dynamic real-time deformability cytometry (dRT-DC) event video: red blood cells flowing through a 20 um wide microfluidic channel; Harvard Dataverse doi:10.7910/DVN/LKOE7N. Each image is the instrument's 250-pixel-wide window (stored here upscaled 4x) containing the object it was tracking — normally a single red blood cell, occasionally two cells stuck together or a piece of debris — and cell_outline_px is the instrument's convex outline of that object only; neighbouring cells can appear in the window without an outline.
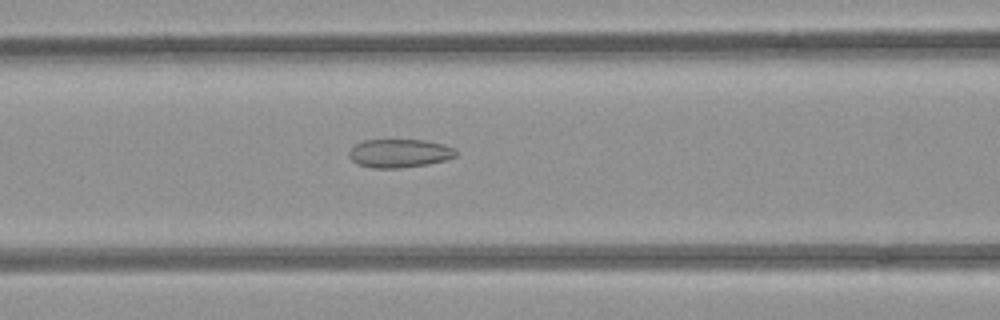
{"species": "common noctule bat (a hibernating species)", "species_latin": "Nyctalus noctula", "temperature_condition": "room temperature", "stored_images_in_passage": 53, "camera_frame_rate_fps": 3000, "um_per_image_px": 0.085, "animal": {"sex": "female", "body_mass_g": 21.9}, "frame": {"image": 1, "passage_image": 22, "time_ms": 7.0, "image_size_px": [1000, 320], "cell_outline_px": [[456, 156], [444, 160], [428, 164], [400, 168], [372, 168], [356, 164], [348, 156], [348, 152], [356, 144], [364, 140], [424, 140], [444, 144], [456, 148]], "centroid_in_image_um": [33.94, 13.03], "position_along_channel_um": 132.7, "area_um2": 17.8}}
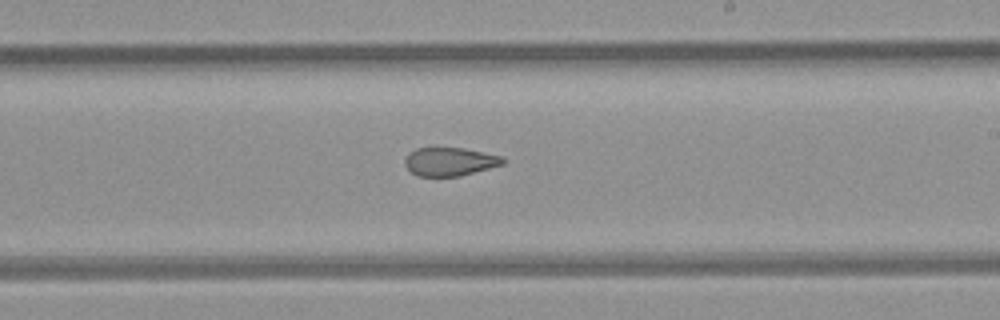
{"frame": {"image": 2, "passage_image": 31, "time_ms": 10.0, "image_size_px": [1000, 320], "cell_outline_px": [[504, 164], [460, 176], [416, 176], [404, 164], [404, 160], [408, 152], [416, 148], [464, 148], [504, 156]], "centroid_in_image_um": [38.23, 13.73], "position_along_channel_um": 250.8, "area_um2": 16.3}}
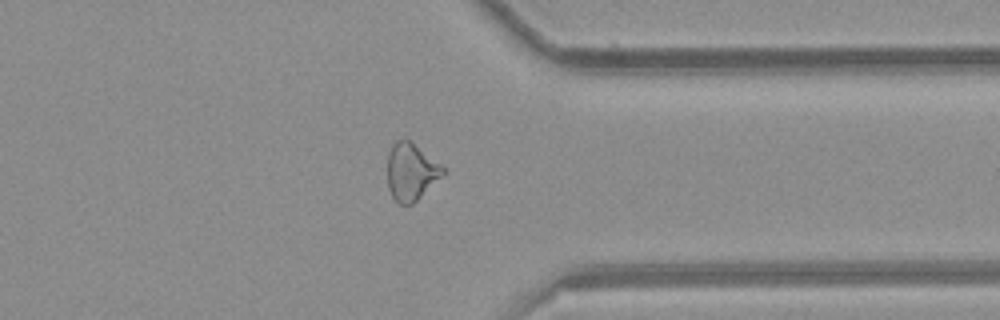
{"frame": {"image": 3, "passage_image": 41, "time_ms": 13.333, "image_size_px": [1000, 320], "cell_outline_px": [[444, 172], [412, 204], [400, 204], [392, 196], [388, 188], [388, 152], [392, 144], [396, 140], [408, 140], [440, 164], [444, 168]], "centroid_in_image_um": [34.89, 14.59], "position_along_channel_um": 376.5, "area_um2": 17.8}, "authors_computed_cell_mechanics": {"area_um2": 19.8832, "velocity_mm_per_s": 3.9382, "shape_relaxation_time_tau1_ms": null, "shape_relaxation_time_tau2_ms": 2.9543, "deformation_change_tau1": null, "deformation_change_tau2": 0.1048}}